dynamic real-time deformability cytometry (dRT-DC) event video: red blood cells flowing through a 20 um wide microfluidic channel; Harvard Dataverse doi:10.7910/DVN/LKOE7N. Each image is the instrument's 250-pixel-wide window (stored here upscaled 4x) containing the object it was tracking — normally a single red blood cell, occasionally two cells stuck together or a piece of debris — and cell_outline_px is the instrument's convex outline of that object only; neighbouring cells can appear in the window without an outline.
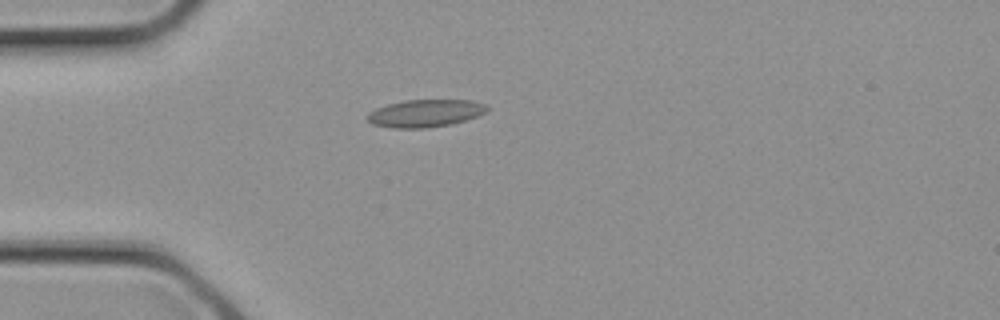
{"species": "common noctule bat (a hibernating species)", "species_latin": "Nyctalus noctula", "temperature_condition": "cold", "stored_images_in_passage": 1, "camera_frame_rate_fps": 3000, "um_per_image_px": 0.085, "animal": {"sex": "female", "body_mass_g": 21.9}, "frame": {"image": 1, "passage_image": 1, "time_ms": 0.0, "image_size_px": [1000, 320], "cell_outline_px": [[488, 112], [452, 124], [428, 128], [392, 128], [372, 124], [368, 120], [368, 112], [376, 108], [388, 104], [404, 100], [472, 100], [488, 104]], "centroid_in_image_um": [36.17, 9.62], "position_along_channel_um": 48.8, "area_um2": 19.31}}